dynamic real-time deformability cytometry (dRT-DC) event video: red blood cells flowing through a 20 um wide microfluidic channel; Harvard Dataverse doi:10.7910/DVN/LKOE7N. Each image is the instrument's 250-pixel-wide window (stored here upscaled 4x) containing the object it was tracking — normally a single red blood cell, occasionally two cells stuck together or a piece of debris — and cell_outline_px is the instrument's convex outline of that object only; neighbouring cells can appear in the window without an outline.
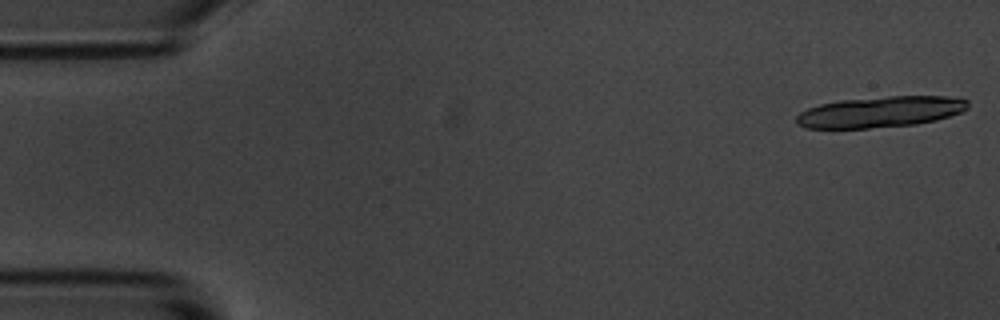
{"species": "common noctule bat (a hibernating species)", "species_latin": "Nyctalus noctula", "temperature_condition": "room temperature", "stored_images_in_passage": 6, "segment_of_instrument_passage": [2, 2], "camera_frame_rate_fps": 3000, "um_per_image_px": 0.085, "animal": {"sex": "male", "body_mass_g": 20.1, "forearm_length_mm": 53.5}, "frame": {"image": 1, "passage_image": 6, "time_ms": 6.667, "image_size_px": [1000, 320], "cell_outline_px": [[968, 108], [960, 112], [936, 120], [916, 124], [868, 128], [804, 128], [796, 124], [796, 116], [800, 112], [808, 108], [820, 104], [840, 100], [888, 96], [960, 96], [968, 100]], "centroid_in_image_um": [74.84, 9.5], "position_along_channel_um": 10.2, "area_um2": 31.1}}